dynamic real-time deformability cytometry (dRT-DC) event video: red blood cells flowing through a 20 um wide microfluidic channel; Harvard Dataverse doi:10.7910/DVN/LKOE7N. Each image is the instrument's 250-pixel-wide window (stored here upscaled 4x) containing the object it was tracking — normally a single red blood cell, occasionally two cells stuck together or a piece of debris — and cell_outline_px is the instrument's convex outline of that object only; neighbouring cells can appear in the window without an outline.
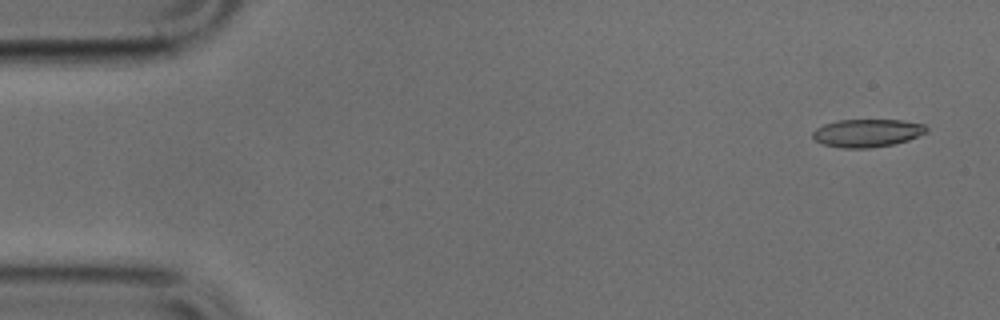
{"species": "common noctule bat (a hibernating species)", "species_latin": "Nyctalus noctula", "temperature_condition": "cold", "stored_images_in_passage": 48, "camera_frame_rate_fps": 3000, "um_per_image_px": 0.085, "animal": {"sex": "male", "body_mass_g": 17.9, "forearm_length_mm": 54.2}, "frame": {"image": 1, "passage_image": 1, "time_ms": 0.0, "image_size_px": [1000, 320], "cell_outline_px": [[928, 132], [908, 140], [892, 144], [868, 148], [840, 148], [824, 144], [816, 140], [812, 136], [812, 132], [816, 128], [824, 124], [836, 120], [904, 120], [924, 124], [928, 128]], "centroid_in_image_um": [73.72, 11.3], "position_along_channel_um": 11.3, "area_um2": 18.55}}
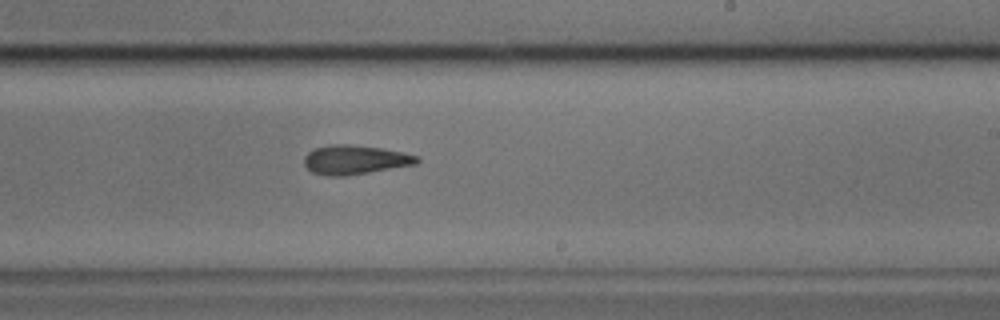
{"frame": {"image": 2, "passage_image": 28, "time_ms": 9.0, "image_size_px": [1000, 320], "cell_outline_px": [[420, 160], [416, 164], [348, 176], [328, 176], [312, 172], [304, 164], [304, 156], [312, 148], [328, 144], [352, 144], [384, 148], [404, 152], [420, 156]], "centroid_in_image_um": [30.18, 13.56], "position_along_channel_um": 258.8, "area_um2": 19.59}}
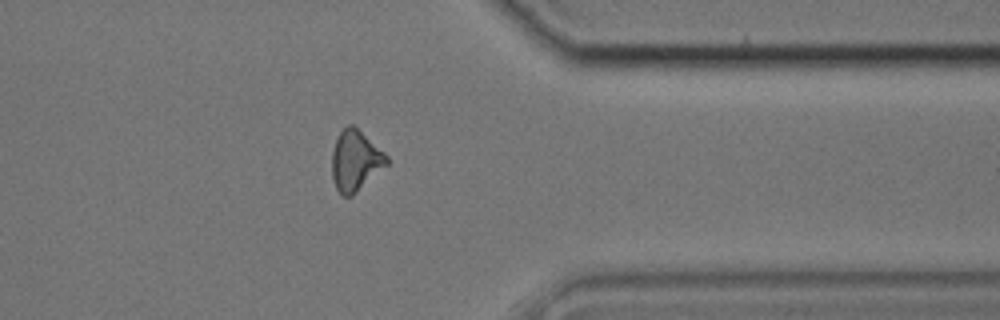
{"frame": {"image": 3, "passage_image": 38, "time_ms": 12.333, "image_size_px": [1000, 320], "cell_outline_px": [[388, 164], [352, 196], [344, 196], [336, 188], [332, 176], [332, 152], [336, 140], [340, 132], [348, 124], [352, 124], [384, 152], [388, 156]], "centroid_in_image_um": [30.2, 13.66], "position_along_channel_um": 381.2, "area_um2": 19.02}}